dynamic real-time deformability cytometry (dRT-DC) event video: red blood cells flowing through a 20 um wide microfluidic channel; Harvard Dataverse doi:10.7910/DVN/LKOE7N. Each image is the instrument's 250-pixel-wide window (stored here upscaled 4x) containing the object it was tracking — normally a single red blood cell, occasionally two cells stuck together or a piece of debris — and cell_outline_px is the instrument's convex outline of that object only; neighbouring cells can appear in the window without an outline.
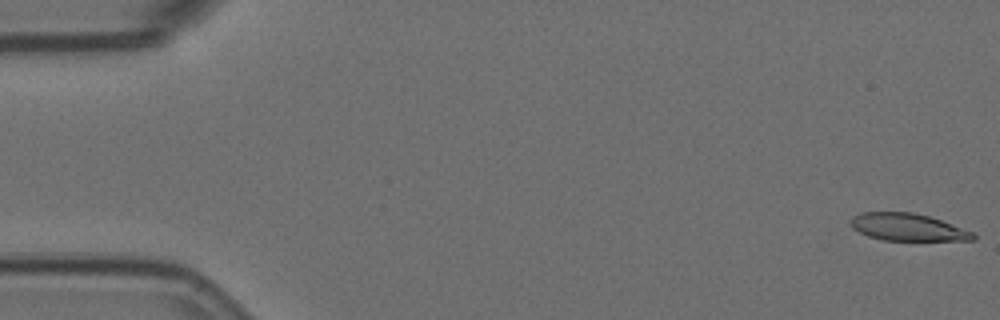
{"species": "Egyptian fruit bat (a non-hibernating species)", "species_latin": "Rousettus aegyptiacus", "temperature_condition": "room temperature", "stored_images_in_passage": 58, "camera_frame_rate_fps": 3000, "um_per_image_px": 0.085, "animal": {"sex": "female"}, "frame": {"image": 1, "passage_image": 1, "time_ms": 0.0, "image_size_px": [1000, 320], "cell_outline_px": [[976, 240], [884, 240], [868, 236], [852, 228], [852, 216], [860, 212], [912, 212], [928, 216], [940, 220], [972, 232], [976, 236]], "centroid_in_image_um": [77.13, 19.3], "position_along_channel_um": 7.9, "area_um2": 19.19}}
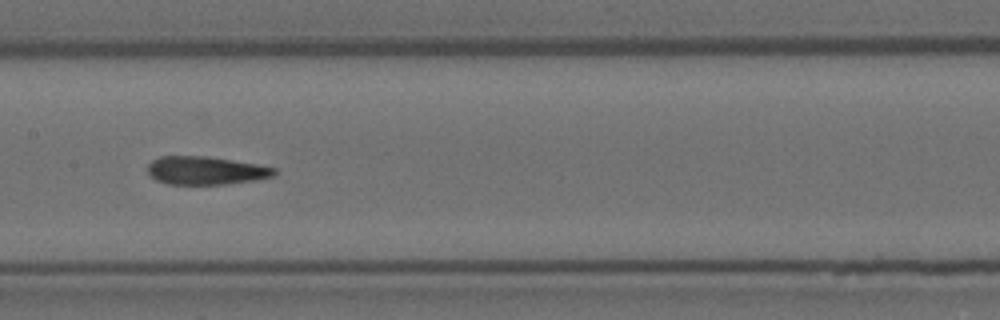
{"frame": {"image": 2, "passage_image": 28, "time_ms": 9.0, "image_size_px": [1000, 320], "cell_outline_px": [[276, 176], [256, 180], [224, 184], [168, 184], [156, 180], [148, 176], [148, 164], [152, 160], [160, 156], [204, 156], [232, 160], [256, 164], [276, 168]], "centroid_in_image_um": [17.47, 14.5], "position_along_channel_um": 189.9, "area_um2": 20.87}}
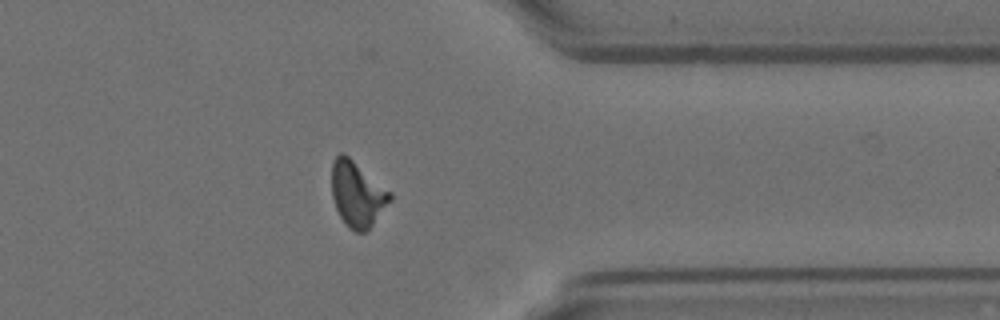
{"frame": {"image": 3, "passage_image": 45, "time_ms": 14.667, "image_size_px": [1000, 320], "cell_outline_px": [[392, 200], [372, 224], [364, 232], [356, 232], [348, 228], [344, 224], [336, 208], [332, 196], [332, 160], [340, 152], [344, 152], [392, 192]], "centroid_in_image_um": [30.36, 16.47], "position_along_channel_um": 381.0, "area_um2": 22.31}, "authors_computed_cell_mechanics": {"area_um2": 21.2415, "velocity_mm_per_s": 3.5658, "shape_relaxation_time_tau1_ms": 6.3406, "shape_relaxation_time_tau2_ms": 1.9629, "deformation_change_tau1": 0.2061, "deformation_change_tau2": 0.1095}}